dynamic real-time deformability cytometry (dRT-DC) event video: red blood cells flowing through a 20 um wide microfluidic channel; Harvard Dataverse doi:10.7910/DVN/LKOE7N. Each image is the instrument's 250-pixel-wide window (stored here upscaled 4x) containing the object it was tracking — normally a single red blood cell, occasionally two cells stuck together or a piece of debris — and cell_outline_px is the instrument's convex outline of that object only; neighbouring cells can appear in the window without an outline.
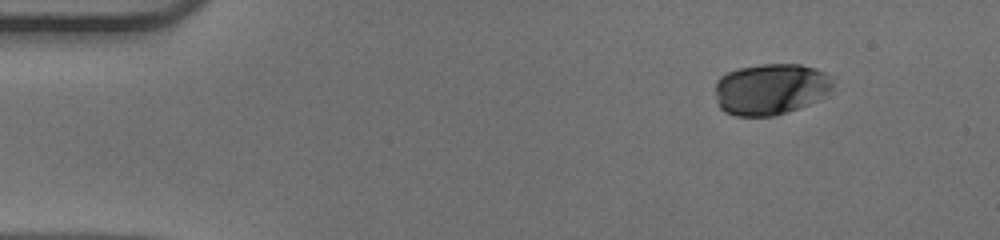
{"species": "human", "species_latin": "Homo sapiens", "temperature_condition": "warm", "stored_images_in_passage": 47, "camera_frame_rate_fps": 3000, "um_per_image_px": 0.085, "donor": {"sex": "male"}, "frame": {"image": 1, "passage_image": 1, "time_ms": 0.0, "image_size_px": [1000, 240], "cell_outline_px": [[832, 88], [828, 96], [808, 104], [772, 116], [736, 116], [724, 112], [720, 108], [716, 100], [716, 80], [720, 76], [728, 72], [740, 68], [764, 64], [800, 64], [816, 68], [824, 72], [832, 80]], "centroid_in_image_um": [65.5, 7.57], "position_along_channel_um": 19.5, "area_um2": 35.2}}
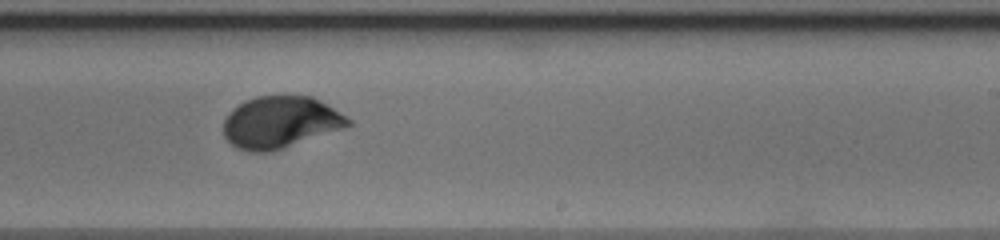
{"frame": {"image": 2, "passage_image": 27, "time_ms": 8.667, "image_size_px": [1000, 240], "cell_outline_px": [[352, 124], [284, 148], [272, 152], [248, 152], [236, 148], [224, 136], [224, 120], [228, 112], [232, 108], [244, 100], [256, 96], [312, 96], [352, 120]], "centroid_in_image_um": [23.76, 10.39], "position_along_channel_um": 265.2, "area_um2": 37.4}}
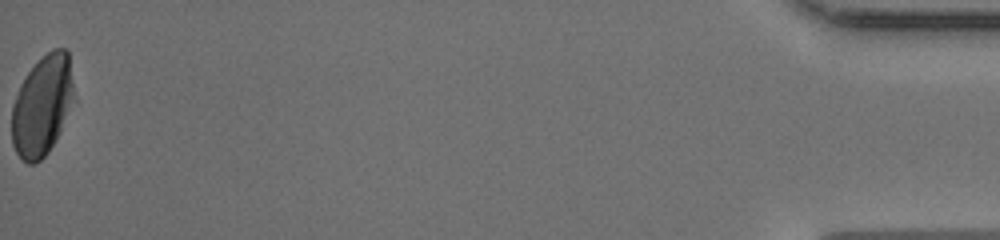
{"frame": {"image": 3, "passage_image": 47, "time_ms": 15.333, "image_size_px": [1000, 240], "cell_outline_px": [[76, 100], [60, 132], [48, 152], [40, 160], [32, 164], [28, 164], [16, 152], [12, 144], [12, 104], [20, 84], [28, 72], [52, 48], [64, 48], [68, 52], [76, 96]], "centroid_in_image_um": [3.62, 8.97], "position_along_channel_um": 431.6, "area_um2": 36.59}, "authors_computed_cell_mechanics": {"area_um2": 37.1654, "velocity_mm_per_s": 3.9748, "shape_relaxation_time_tau1_ms": 2.9937, "shape_relaxation_time_tau2_ms": null, "deformation_change_tau1": 0.1199, "deformation_change_tau2": null}}